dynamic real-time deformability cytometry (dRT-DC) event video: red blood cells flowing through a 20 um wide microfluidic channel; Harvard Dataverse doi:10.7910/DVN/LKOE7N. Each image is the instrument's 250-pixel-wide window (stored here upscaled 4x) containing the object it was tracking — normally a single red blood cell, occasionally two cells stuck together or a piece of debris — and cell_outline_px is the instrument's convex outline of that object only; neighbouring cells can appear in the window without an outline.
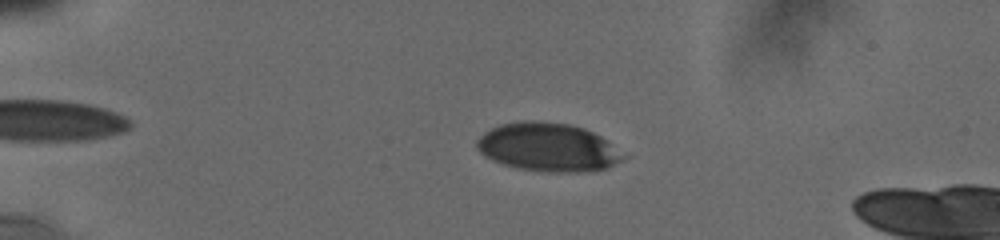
{"species": "human", "species_latin": "Homo sapiens", "temperature_condition": "cold", "stored_images_in_passage": 43, "camera_frame_rate_fps": 3000, "um_per_image_px": 0.085, "donor": {"sex": "male"}, "frame": {"image": 1, "passage_image": 8, "time_ms": 4.0, "image_size_px": [1000, 240], "cell_outline_px": [[624, 156], [620, 160], [608, 168], [576, 172], [556, 172], [516, 168], [492, 160], [484, 156], [476, 148], [476, 140], [484, 132], [500, 124], [520, 120], [540, 120], [568, 124], [584, 128], [608, 140]], "centroid_in_image_um": [46.53, 12.49], "position_along_channel_um": 38.5, "area_um2": 41.21}}
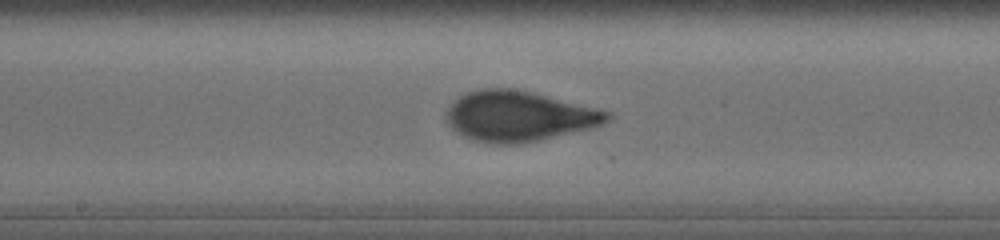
{"frame": {"image": 2, "passage_image": 24, "time_ms": 10.0, "image_size_px": [1000, 240], "cell_outline_px": [[612, 116], [608, 120], [600, 124], [588, 128], [520, 144], [496, 144], [472, 140], [464, 136], [452, 128], [448, 124], [448, 108], [452, 100], [468, 92], [480, 88], [512, 88], [532, 92], [612, 112]], "centroid_in_image_um": [44.07, 9.86], "position_along_channel_um": 204.1, "area_um2": 46.64}}
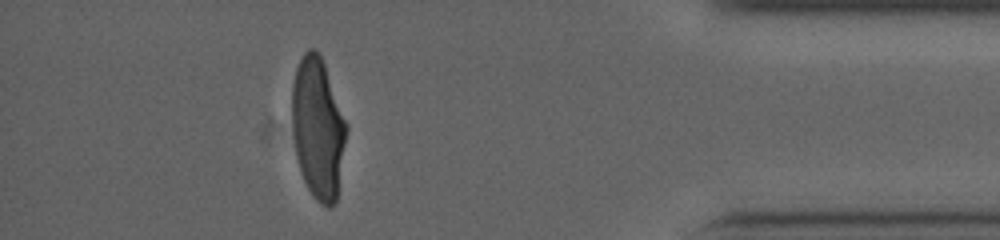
{"frame": {"image": 3, "passage_image": 39, "time_ms": 16.333, "image_size_px": [1000, 240], "cell_outline_px": [[348, 128], [336, 204], [332, 208], [328, 208], [320, 204], [316, 200], [308, 188], [300, 172], [296, 156], [292, 124], [292, 84], [296, 68], [304, 52], [308, 48], [316, 48], [320, 52]], "centroid_in_image_um": [27.02, 10.91], "position_along_channel_um": 408.2, "area_um2": 44.97}, "authors_computed_cell_mechanics": {"area_um2": 44.9684, "velocity_mm_per_s": 3.8038, "shape_relaxation_time_tau1_ms": 3.974, "shape_relaxation_time_tau2_ms": null, "deformation_change_tau1": 0.1675, "deformation_change_tau2": null}}